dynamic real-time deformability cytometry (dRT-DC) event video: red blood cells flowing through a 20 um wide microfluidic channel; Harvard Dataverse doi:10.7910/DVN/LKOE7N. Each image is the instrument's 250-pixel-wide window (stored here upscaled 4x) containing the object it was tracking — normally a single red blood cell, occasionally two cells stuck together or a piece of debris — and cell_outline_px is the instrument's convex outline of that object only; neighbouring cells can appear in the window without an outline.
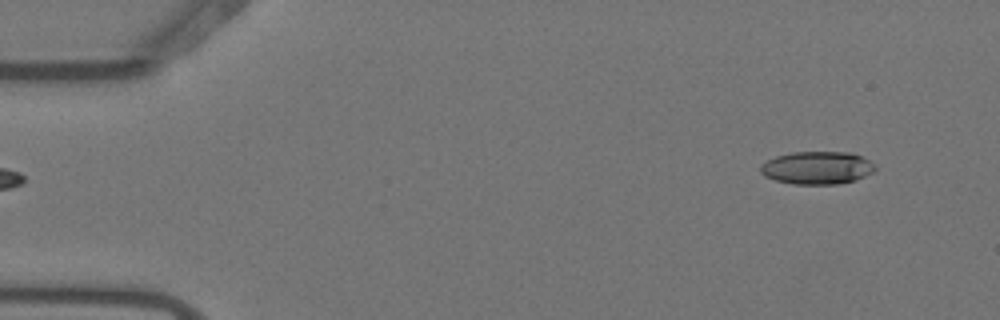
{"species": "Egyptian fruit bat (a non-hibernating species)", "species_latin": "Rousettus aegyptiacus", "temperature_condition": "warm", "stored_images_in_passage": 5, "segment_of_instrument_passage": [2, 2], "camera_frame_rate_fps": 3000, "um_per_image_px": 0.085, "animal": {"sex": "female"}, "frame": {"image": 1, "passage_image": 5, "time_ms": 1.333, "image_size_px": [1000, 320], "cell_outline_px": [[876, 168], [872, 172], [856, 180], [836, 184], [792, 184], [776, 180], [764, 176], [760, 172], [760, 164], [776, 156], [792, 152], [852, 152], [876, 164]], "centroid_in_image_um": [69.45, 14.26], "position_along_channel_um": 15.6, "area_um2": 21.96}}